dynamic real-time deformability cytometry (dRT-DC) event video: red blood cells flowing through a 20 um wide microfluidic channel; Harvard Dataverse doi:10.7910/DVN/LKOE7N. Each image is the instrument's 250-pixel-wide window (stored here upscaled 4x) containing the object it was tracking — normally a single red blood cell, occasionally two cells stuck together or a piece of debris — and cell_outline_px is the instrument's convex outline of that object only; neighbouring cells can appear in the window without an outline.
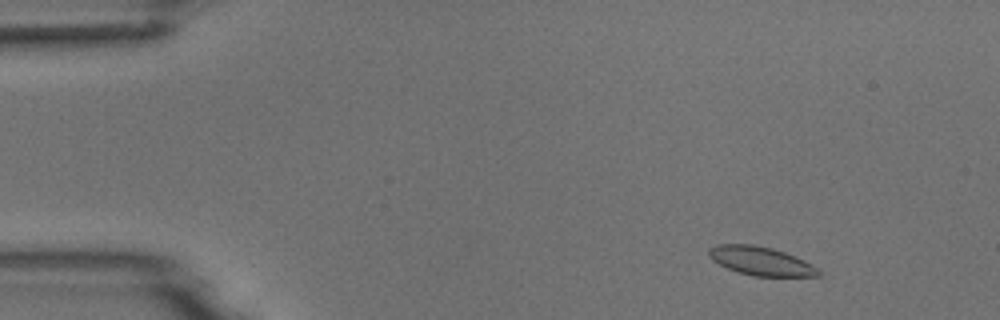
{"species": "common noctule bat (a hibernating species)", "species_latin": "Nyctalus noctula", "temperature_condition": "room temperature", "stored_images_in_passage": 5, "camera_frame_rate_fps": 3000, "um_per_image_px": 0.085, "animal": {"sex": "male", "body_mass_g": 18.8}, "frame": {"image": 1, "passage_image": 2, "time_ms": 1.0, "image_size_px": [1000, 320], "cell_outline_px": [[824, 276], [752, 276], [736, 272], [712, 260], [708, 256], [708, 248], [720, 244], [752, 244], [772, 248], [784, 252], [804, 260], [812, 264]], "centroid_in_image_um": [64.66, 22.19], "position_along_channel_um": 20.3, "area_um2": 18.32}}
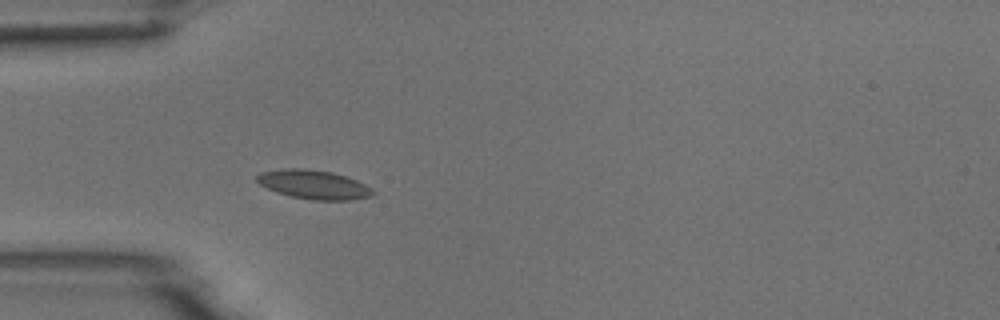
{"frame": {"image": 2, "passage_image": 5, "time_ms": 4.333, "image_size_px": [1000, 320], "cell_outline_px": [[376, 192], [372, 196], [348, 200], [312, 200], [292, 196], [276, 192], [260, 184], [256, 180], [256, 176], [260, 172], [284, 168], [304, 168], [332, 172], [356, 180], [372, 188]], "centroid_in_image_um": [26.66, 15.68], "position_along_channel_um": 58.3, "area_um2": 19.54}}